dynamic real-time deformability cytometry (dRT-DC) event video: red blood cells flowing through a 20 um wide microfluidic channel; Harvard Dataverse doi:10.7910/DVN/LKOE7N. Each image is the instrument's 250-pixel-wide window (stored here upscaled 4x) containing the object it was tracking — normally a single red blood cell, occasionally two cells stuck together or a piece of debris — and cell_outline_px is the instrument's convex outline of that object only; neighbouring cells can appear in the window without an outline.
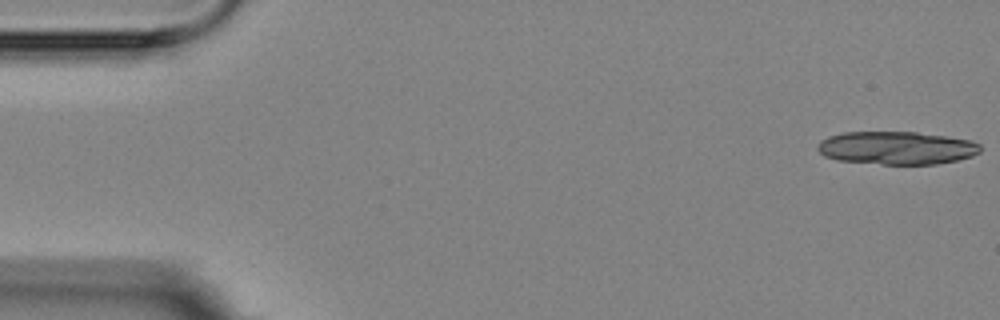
{"species": "Egyptian fruit bat (a non-hibernating species)", "species_latin": "Rousettus aegyptiacus", "temperature_condition": "room temperature", "stored_images_in_passage": 5, "camera_frame_rate_fps": 3000, "um_per_image_px": 0.085, "animal": {"sex": "female"}, "frame": {"image": 1, "passage_image": 1, "time_ms": 0.0, "image_size_px": [1000, 320], "cell_outline_px": [[980, 152], [972, 156], [956, 160], [936, 164], [880, 164], [836, 160], [824, 156], [816, 148], [820, 140], [828, 136], [844, 132], [916, 132], [972, 140], [980, 144]], "centroid_in_image_um": [76.19, 12.57], "position_along_channel_um": 8.8, "area_um2": 31.39}}